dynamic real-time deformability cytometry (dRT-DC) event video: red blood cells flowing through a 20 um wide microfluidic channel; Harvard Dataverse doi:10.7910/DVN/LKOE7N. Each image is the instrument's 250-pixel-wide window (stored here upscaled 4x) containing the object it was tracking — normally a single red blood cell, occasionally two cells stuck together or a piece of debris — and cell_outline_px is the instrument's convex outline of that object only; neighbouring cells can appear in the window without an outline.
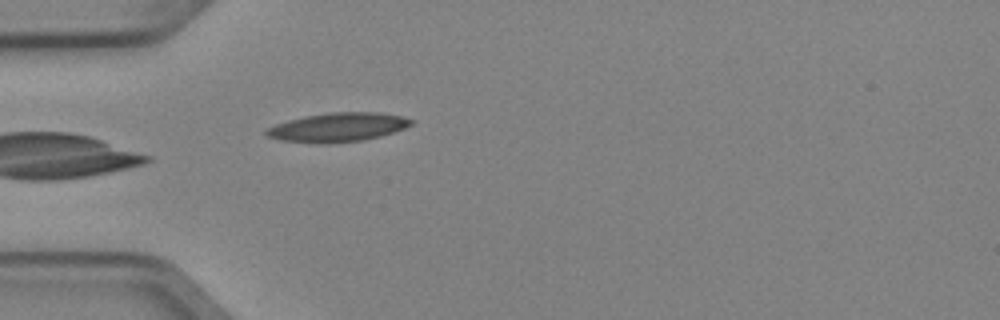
{"species": "Egyptian fruit bat (a non-hibernating species)", "species_latin": "Rousettus aegyptiacus", "temperature_condition": "cold", "stored_images_in_passage": 4, "camera_frame_rate_fps": 3000, "um_per_image_px": 0.085, "animal": {"sex": "female"}, "frame": {"image": 1, "passage_image": 4, "time_ms": 1.0, "image_size_px": [1000, 320], "cell_outline_px": [[416, 120], [412, 124], [404, 128], [380, 136], [364, 140], [328, 144], [320, 144], [280, 140], [268, 136], [264, 132], [268, 128], [276, 124], [288, 120], [304, 116], [328, 112], [380, 112], [400, 116]], "centroid_in_image_um": [28.72, 10.82], "position_along_channel_um": 56.3, "area_um2": 24.57}}